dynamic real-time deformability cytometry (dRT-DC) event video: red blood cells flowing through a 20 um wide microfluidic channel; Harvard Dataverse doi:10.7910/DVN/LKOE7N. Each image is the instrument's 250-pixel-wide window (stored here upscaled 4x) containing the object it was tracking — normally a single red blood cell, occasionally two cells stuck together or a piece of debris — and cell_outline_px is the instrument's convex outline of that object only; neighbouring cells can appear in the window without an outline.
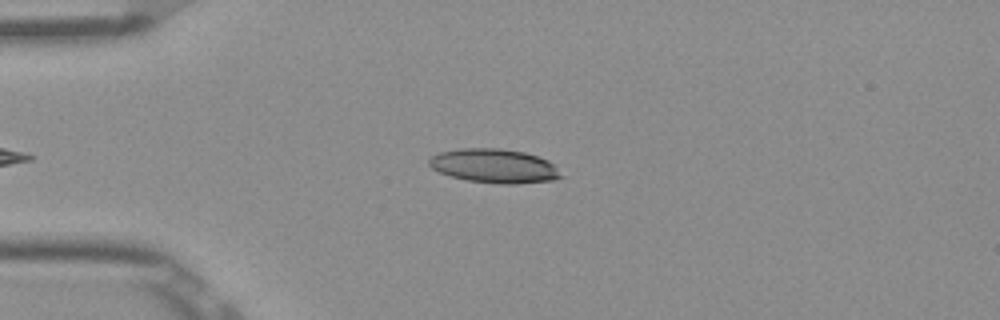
{"species": "Egyptian fruit bat (a non-hibernating species)", "species_latin": "Rousettus aegyptiacus", "temperature_condition": "room temperature", "stored_images_in_passage": 40, "camera_frame_rate_fps": 3000, "um_per_image_px": 0.085, "frame": {"image": 1, "passage_image": 6, "time_ms": 1.667, "image_size_px": [1000, 320], "cell_outline_px": [[564, 176], [552, 180], [516, 184], [500, 184], [468, 180], [452, 176], [440, 172], [432, 168], [428, 164], [428, 160], [432, 156], [440, 152], [460, 148], [500, 148], [524, 152], [548, 160]], "centroid_in_image_um": [42.01, 14.1], "position_along_channel_um": 43.0, "area_um2": 26.01}}
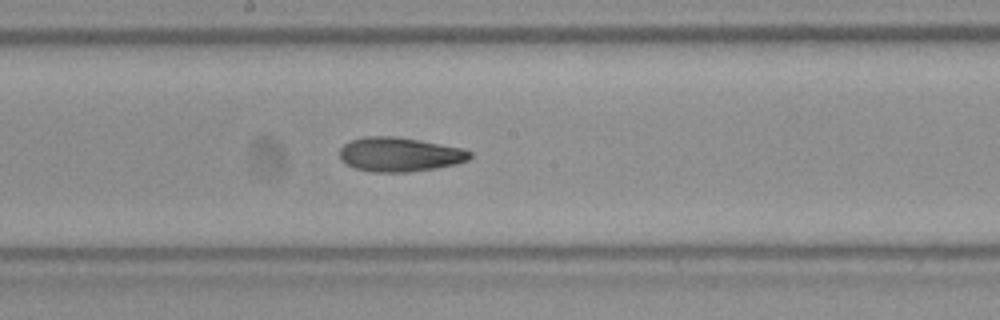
{"frame": {"image": 2, "passage_image": 21, "time_ms": 6.667, "image_size_px": [1000, 320], "cell_outline_px": [[472, 156], [468, 160], [456, 164], [436, 168], [408, 172], [372, 172], [356, 168], [344, 164], [340, 160], [340, 148], [344, 144], [352, 140], [364, 136], [396, 136], [464, 148], [472, 152]], "centroid_in_image_um": [33.97, 13.13], "position_along_channel_um": 214.2, "area_um2": 26.18}}
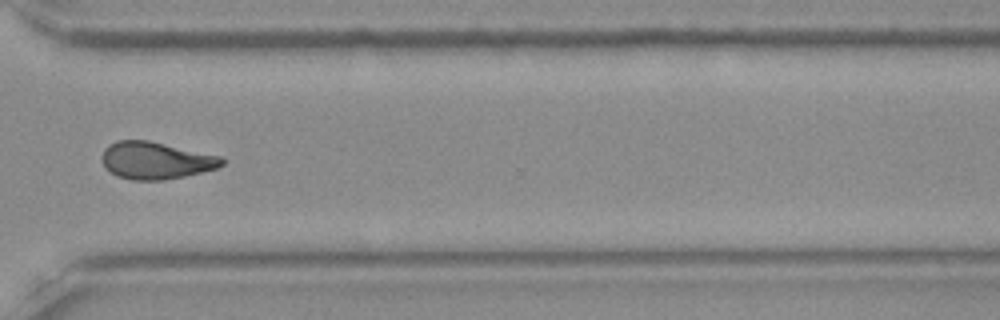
{"frame": {"image": 3, "passage_image": 32, "time_ms": 10.333, "image_size_px": [1000, 320], "cell_outline_px": [[224, 164], [216, 168], [184, 176], [164, 180], [132, 180], [116, 176], [104, 168], [100, 156], [104, 148], [108, 144], [116, 140], [148, 140], [220, 156], [224, 160]], "centroid_in_image_um": [13.17, 13.64], "position_along_channel_um": 357.4, "area_um2": 26.13}, "authors_computed_cell_mechanics": {"area_um2": 25.8366, "velocity_mm_per_s": 3.9018, "shape_relaxation_time_tau1_ms": null, "shape_relaxation_time_tau2_ms": 3.0819, "deformation_change_tau1": null, "deformation_change_tau2": 0.1041}}